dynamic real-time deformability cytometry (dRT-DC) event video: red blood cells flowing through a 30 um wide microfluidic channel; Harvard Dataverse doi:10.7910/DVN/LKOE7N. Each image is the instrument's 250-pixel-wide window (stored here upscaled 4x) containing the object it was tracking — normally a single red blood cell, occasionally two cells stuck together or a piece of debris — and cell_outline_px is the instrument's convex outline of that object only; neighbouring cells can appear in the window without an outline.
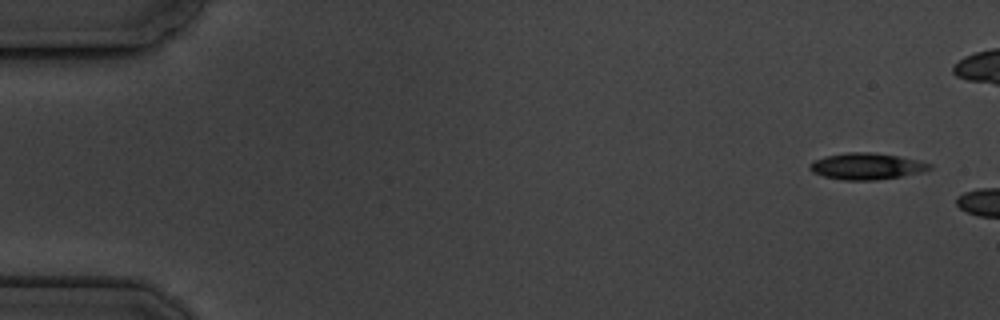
{"species": "common noctule bat (a hibernating species)", "species_latin": "Nyctalus noctula", "temperature_condition": "cold", "stored_images_in_passage": 2, "camera_frame_rate_fps": 3000, "um_per_image_px": 0.085, "animal": {"sex": "male", "body_mass_g": 19.5, "forearm_length_mm": 54.6}, "frame": {"image": 1, "passage_image": 1, "time_ms": 0.0, "image_size_px": [1000, 320], "cell_outline_px": [[932, 168], [920, 172], [900, 176], [876, 180], [844, 180], [824, 176], [812, 172], [808, 168], [808, 164], [812, 160], [824, 156], [844, 152], [872, 152], [920, 160], [932, 164]], "centroid_in_image_um": [73.6, 14.12], "position_along_channel_um": 11.4, "area_um2": 18.55}}